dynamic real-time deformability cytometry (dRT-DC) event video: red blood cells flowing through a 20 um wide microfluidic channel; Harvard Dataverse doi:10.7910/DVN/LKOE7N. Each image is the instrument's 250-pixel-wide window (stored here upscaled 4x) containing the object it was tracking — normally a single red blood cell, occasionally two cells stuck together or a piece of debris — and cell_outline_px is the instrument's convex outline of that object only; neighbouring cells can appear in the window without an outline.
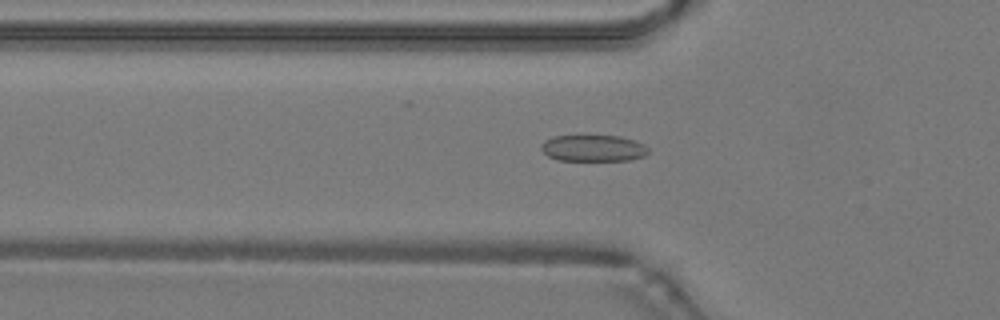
{"species": "common noctule bat (a hibernating species)", "species_latin": "Nyctalus noctula", "temperature_condition": "warm", "stored_images_in_passage": 41, "camera_frame_rate_fps": 3000, "um_per_image_px": 0.085, "animal": {"sex": "male", "body_mass_g": 19.2, "forearm_length_mm": 51.8}, "frame": {"image": 1, "passage_image": 16, "time_ms": 5.0, "image_size_px": [1000, 320], "cell_outline_px": [[648, 152], [644, 156], [632, 160], [556, 160], [548, 156], [540, 148], [540, 144], [544, 140], [552, 136], [620, 136], [636, 140], [644, 144], [648, 148]], "centroid_in_image_um": [50.42, 12.59], "position_along_channel_um": 75.4, "area_um2": 16.65}}
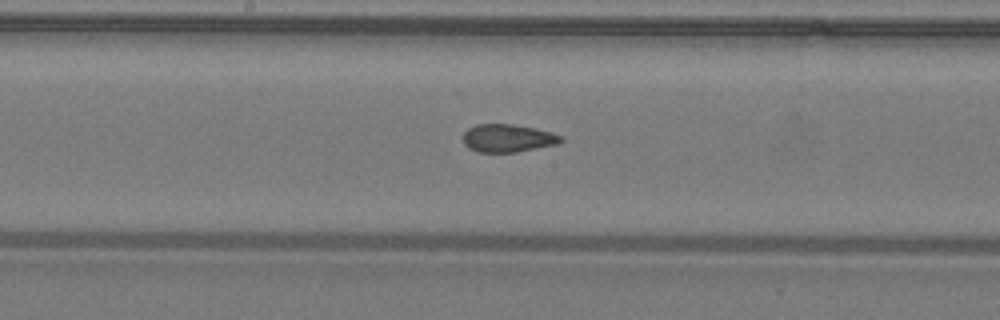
{"frame": {"image": 2, "passage_image": 25, "time_ms": 8.0, "image_size_px": [1000, 320], "cell_outline_px": [[564, 140], [556, 144], [516, 152], [476, 152], [468, 148], [464, 144], [464, 132], [468, 128], [476, 124], [512, 124], [552, 132], [564, 136]], "centroid_in_image_um": [43.15, 11.74], "position_along_channel_um": 205.0, "area_um2": 15.9}}
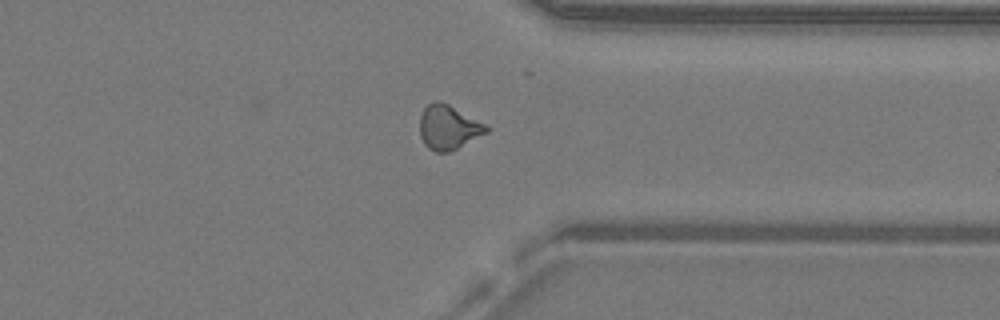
{"frame": {"image": 3, "passage_image": 37, "time_ms": 12.0, "image_size_px": [1000, 320], "cell_outline_px": [[488, 132], [448, 152], [436, 152], [428, 148], [424, 144], [420, 136], [420, 116], [424, 108], [428, 104], [436, 100], [440, 100], [488, 124]], "centroid_in_image_um": [38.11, 10.8], "position_along_channel_um": 373.3, "area_um2": 17.22}, "authors_computed_cell_mechanics": {"area_um2": 16.8776, "velocity_mm_per_s": 4.3079, "shape_relaxation_time_tau1_ms": null, "shape_relaxation_time_tau2_ms": 1.5493, "deformation_change_tau1": null, "deformation_change_tau2": 0.0964}}